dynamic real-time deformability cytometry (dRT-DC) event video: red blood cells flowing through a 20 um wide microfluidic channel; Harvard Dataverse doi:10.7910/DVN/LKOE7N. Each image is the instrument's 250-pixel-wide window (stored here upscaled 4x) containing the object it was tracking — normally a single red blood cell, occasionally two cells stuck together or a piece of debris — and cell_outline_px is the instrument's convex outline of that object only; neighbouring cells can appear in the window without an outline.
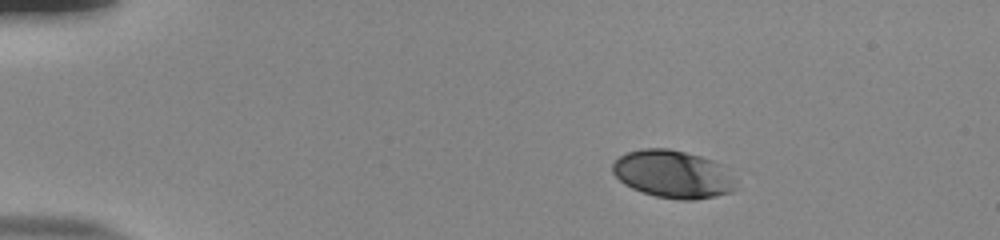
{"species": "human", "species_latin": "Homo sapiens", "temperature_condition": "room temperature", "stored_images_in_passage": 46, "camera_frame_rate_fps": 3000, "um_per_image_px": 0.085, "donor": {"sex": "male"}, "frame": {"image": 1, "passage_image": 1, "time_ms": 0.0, "image_size_px": [1000, 240], "cell_outline_px": [[736, 188], [732, 192], [716, 196], [692, 200], [680, 200], [656, 196], [632, 188], [624, 184], [612, 172], [612, 164], [620, 156], [628, 152], [640, 148], [668, 148], [700, 156], [712, 160], [720, 164], [736, 180]], "centroid_in_image_um": [57.2, 14.81], "position_along_channel_um": 27.8, "area_um2": 34.22}}
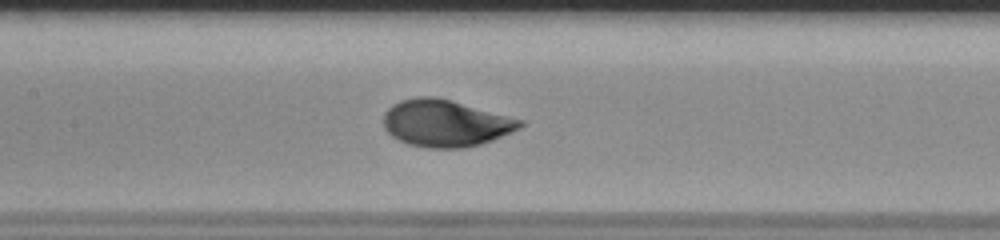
{"frame": {"image": 2, "passage_image": 19, "time_ms": 6.0, "image_size_px": [1000, 240], "cell_outline_px": [[524, 124], [520, 128], [492, 140], [480, 144], [464, 148], [428, 148], [408, 144], [392, 136], [384, 128], [384, 112], [392, 104], [400, 100], [416, 96], [432, 96], [448, 100], [524, 120]], "centroid_in_image_um": [37.83, 10.48], "position_along_channel_um": 169.6, "area_um2": 37.05}}
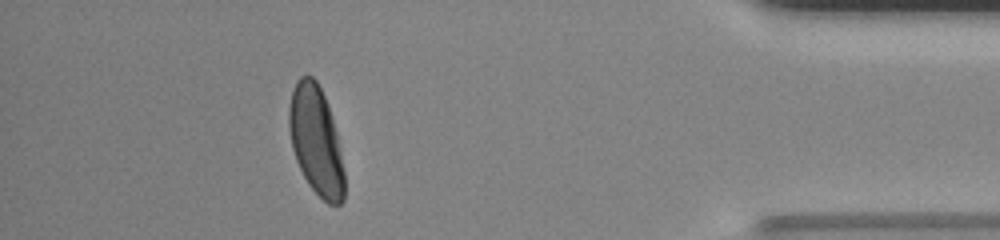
{"frame": {"image": 3, "passage_image": 41, "time_ms": 13.333, "image_size_px": [1000, 240], "cell_outline_px": [[344, 200], [340, 204], [328, 204], [308, 184], [296, 160], [292, 148], [288, 124], [288, 108], [292, 92], [296, 80], [300, 76], [312, 76], [316, 80], [324, 96], [336, 132], [340, 148], [344, 172]], "centroid_in_image_um": [26.84, 11.96], "position_along_channel_um": 408.4, "area_um2": 34.74}, "authors_computed_cell_mechanics": {"area_um2": 35.8071, "velocity_mm_per_s": 3.8141, "shape_relaxation_time_tau1_ms": 2.5376, "shape_relaxation_time_tau2_ms": null, "deformation_change_tau1": 0.1459, "deformation_change_tau2": null}}